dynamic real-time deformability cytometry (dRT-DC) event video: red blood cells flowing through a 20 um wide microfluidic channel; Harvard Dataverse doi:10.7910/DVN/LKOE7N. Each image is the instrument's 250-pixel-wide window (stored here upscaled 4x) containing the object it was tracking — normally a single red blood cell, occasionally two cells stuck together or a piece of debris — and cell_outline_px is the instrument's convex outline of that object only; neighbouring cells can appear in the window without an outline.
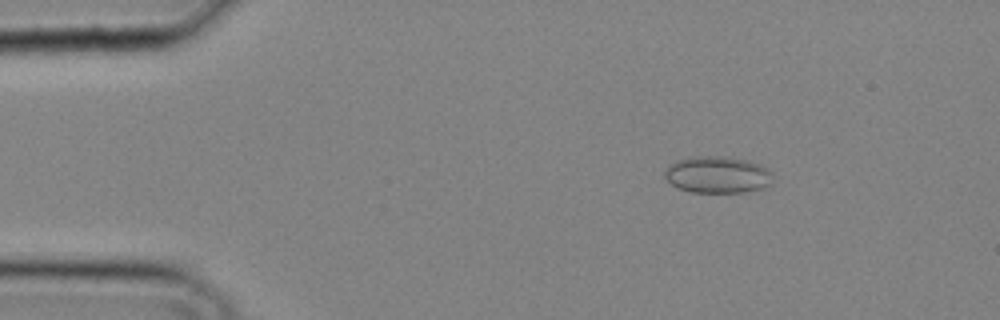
{"species": "common noctule bat (a hibernating species)", "species_latin": "Nyctalus noctula", "temperature_condition": "cold", "stored_images_in_passage": 35, "camera_frame_rate_fps": 3000, "um_per_image_px": 0.085, "animal": {"sex": "male", "body_mass_g": 20.4}, "frame": {"image": 1, "passage_image": 6, "time_ms": 1.667, "image_size_px": [1000, 320], "cell_outline_px": [[772, 184], [764, 188], [744, 192], [692, 192], [676, 188], [664, 176], [664, 172], [676, 160], [696, 156], [728, 156], [748, 160], [760, 164], [768, 168], [772, 172]], "centroid_in_image_um": [61.04, 14.85], "position_along_channel_um": 24.0, "area_um2": 23.41}}
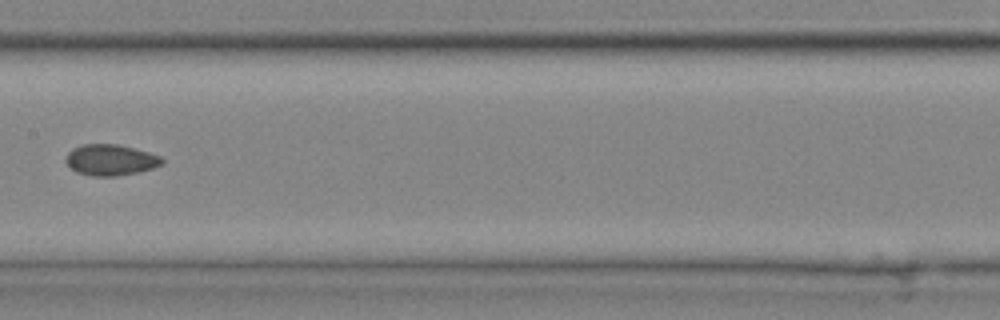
{"frame": {"image": 2, "passage_image": 19, "time_ms": 6.0, "image_size_px": [1000, 320], "cell_outline_px": [[164, 160], [160, 164], [152, 168], [136, 172], [116, 176], [92, 176], [76, 172], [64, 160], [64, 156], [72, 148], [84, 144], [116, 144], [148, 152], [160, 156]], "centroid_in_image_um": [9.34, 13.59], "position_along_channel_um": 198.1, "area_um2": 17.22}}
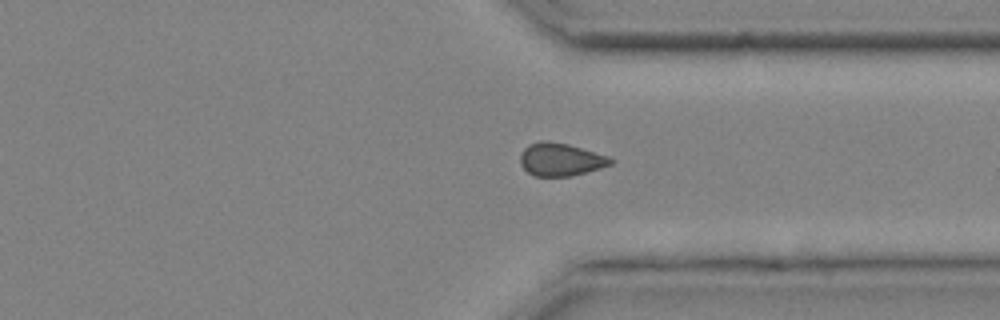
{"frame": {"image": 3, "passage_image": 28, "time_ms": 9.0, "image_size_px": [1000, 320], "cell_outline_px": [[612, 164], [600, 168], [568, 176], [536, 176], [528, 172], [520, 164], [520, 156], [524, 148], [528, 144], [540, 140], [548, 140], [568, 144], [608, 156], [612, 160]], "centroid_in_image_um": [47.61, 13.54], "position_along_channel_um": 363.8, "area_um2": 17.17}}